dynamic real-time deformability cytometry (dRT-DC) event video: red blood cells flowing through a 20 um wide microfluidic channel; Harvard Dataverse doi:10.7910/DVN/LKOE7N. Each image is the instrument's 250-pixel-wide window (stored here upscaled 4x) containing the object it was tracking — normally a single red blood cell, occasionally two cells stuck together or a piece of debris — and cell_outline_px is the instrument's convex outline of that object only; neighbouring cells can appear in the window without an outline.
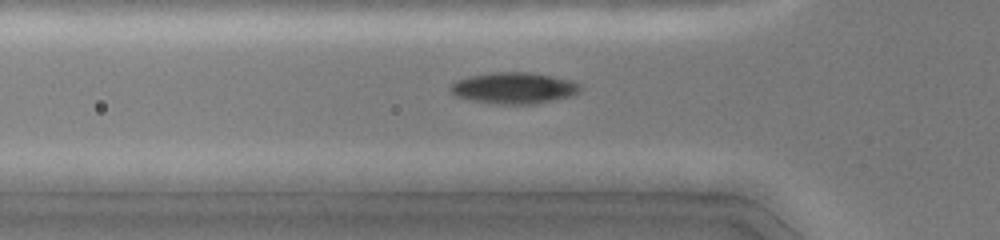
{"species": "common noctule bat (a hibernating species)", "species_latin": "Nyctalus noctula", "temperature_condition": "cold", "stored_images_in_passage": 34, "camera_frame_rate_fps": 3000, "um_per_image_px": 0.085, "animal": {"sex": "female", "body_mass_g": 19.0, "forearm_length_mm": 51.5}, "frame": {"image": 1, "passage_image": 15, "time_ms": 4.667, "image_size_px": [1000, 240], "cell_outline_px": [[580, 92], [572, 96], [536, 104], [500, 104], [472, 100], [452, 96], [448, 92], [448, 84], [456, 80], [468, 76], [492, 72], [532, 72], [572, 80], [580, 84]], "centroid_in_image_um": [43.63, 7.48], "position_along_channel_um": 82.2, "area_um2": 24.16}}
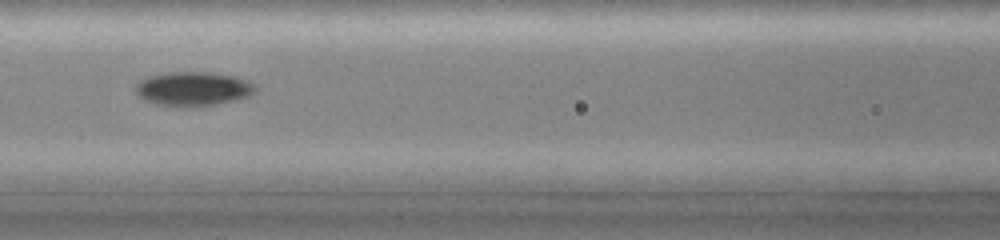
{"frame": {"image": 2, "passage_image": 20, "time_ms": 6.333, "image_size_px": [1000, 240], "cell_outline_px": [[256, 92], [248, 96], [236, 100], [196, 108], [152, 104], [144, 100], [136, 92], [136, 84], [140, 80], [148, 76], [172, 72], [208, 72], [232, 76], [248, 80], [256, 84]], "centroid_in_image_um": [16.43, 7.57], "position_along_channel_um": 150.2, "area_um2": 24.1}}
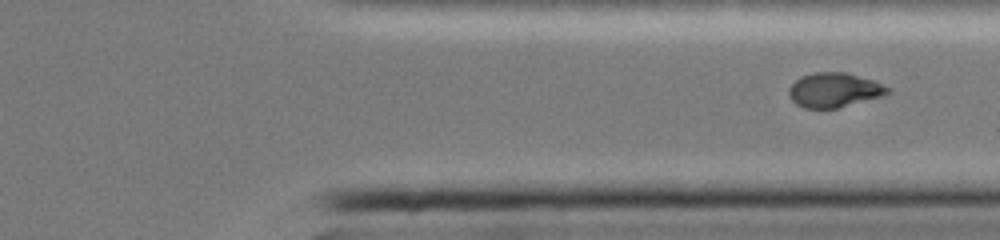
{"frame": {"image": 3, "passage_image": 34, "time_ms": 11.0, "image_size_px": [1000, 240], "cell_outline_px": [[892, 92], [884, 96], [836, 108], [804, 108], [796, 104], [788, 96], [788, 88], [800, 76], [816, 72], [848, 72], [872, 80], [888, 88]], "centroid_in_image_um": [70.89, 7.65], "position_along_channel_um": 340.5, "area_um2": 19.88}}